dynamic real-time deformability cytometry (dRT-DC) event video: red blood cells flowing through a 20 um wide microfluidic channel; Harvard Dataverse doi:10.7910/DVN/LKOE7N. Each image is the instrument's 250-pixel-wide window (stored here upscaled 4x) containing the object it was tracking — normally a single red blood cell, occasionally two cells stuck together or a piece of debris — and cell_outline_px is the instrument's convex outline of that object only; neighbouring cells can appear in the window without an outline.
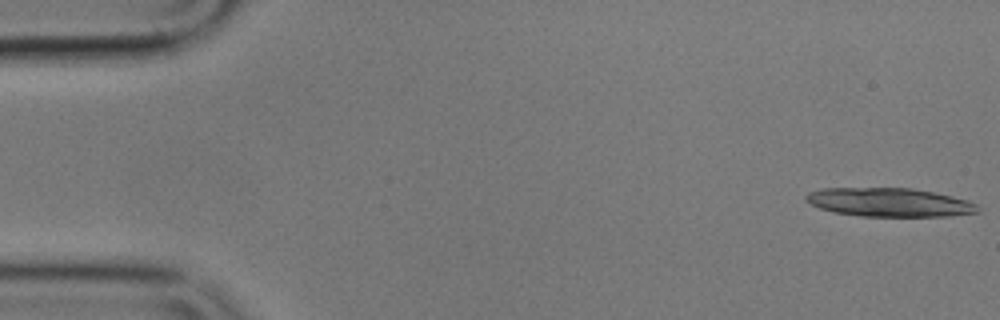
{"species": "common noctule bat (a hibernating species)", "species_latin": "Nyctalus noctula", "temperature_condition": "cold", "stored_images_in_passage": 41, "camera_frame_rate_fps": 3000, "um_per_image_px": 0.085, "animal": {"sex": "male", "body_mass_g": 17.9}, "frame": {"image": 1, "passage_image": 1, "time_ms": 0.0, "image_size_px": [1000, 320], "cell_outline_px": [[980, 212], [948, 216], [860, 216], [832, 212], [820, 208], [804, 200], [804, 196], [808, 192], [824, 188], [912, 188], [952, 196], [968, 200], [976, 204], [980, 208]], "centroid_in_image_um": [75.59, 17.2], "position_along_channel_um": 9.4, "area_um2": 28.78}}
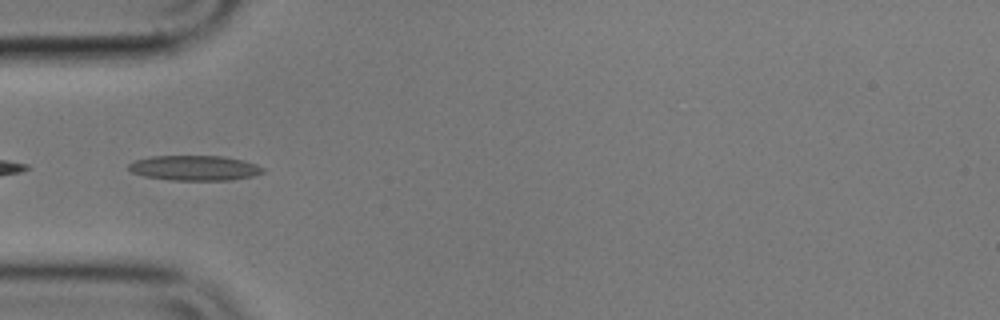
{"frame": {"image": 2, "passage_image": 17, "time_ms": 5.333, "image_size_px": [1000, 320], "cell_outline_px": [[264, 172], [252, 176], [228, 180], [172, 180], [144, 176], [132, 172], [128, 168], [128, 164], [136, 160], [152, 156], [224, 156], [256, 164], [264, 168]], "centroid_in_image_um": [16.53, 14.28], "position_along_channel_um": 68.5, "area_um2": 19.42}}
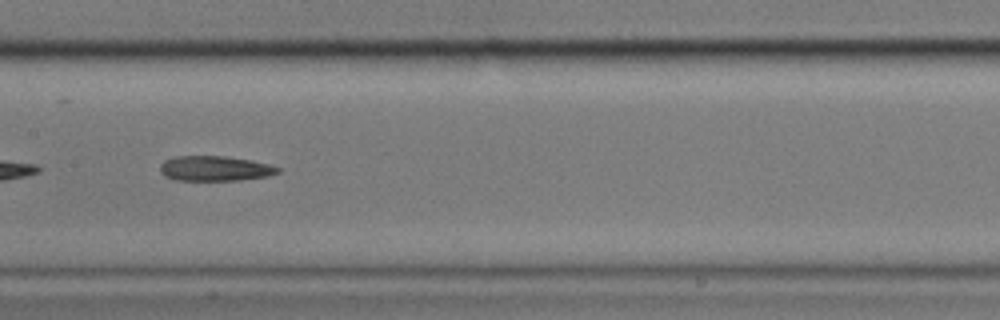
{"frame": {"image": 3, "passage_image": 27, "time_ms": 8.667, "image_size_px": [1000, 320], "cell_outline_px": [[280, 172], [268, 176], [240, 180], [176, 180], [164, 176], [160, 172], [160, 164], [164, 160], [176, 156], [224, 156], [252, 160], [268, 164], [280, 168]], "centroid_in_image_um": [18.25, 14.32], "position_along_channel_um": 189.1, "area_um2": 17.22}}